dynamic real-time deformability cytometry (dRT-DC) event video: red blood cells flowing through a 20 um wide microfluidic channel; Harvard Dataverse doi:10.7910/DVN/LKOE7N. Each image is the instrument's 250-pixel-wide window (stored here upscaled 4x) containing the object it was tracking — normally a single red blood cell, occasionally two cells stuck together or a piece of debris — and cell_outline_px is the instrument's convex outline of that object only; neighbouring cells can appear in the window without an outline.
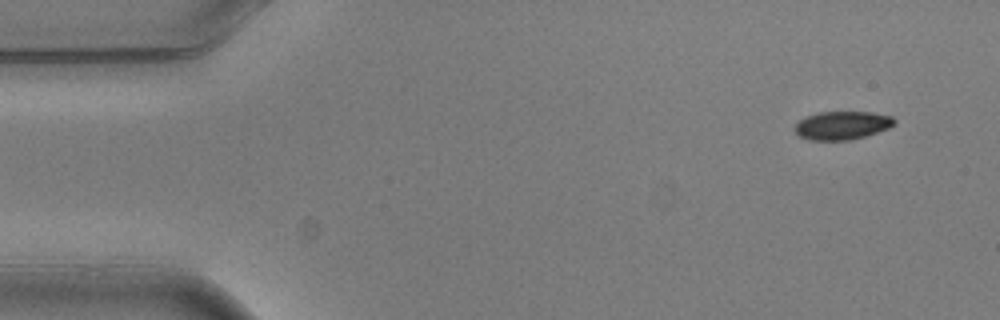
{"species": "common noctule bat (a hibernating species)", "species_latin": "Nyctalus noctula", "temperature_condition": "warm", "stored_images_in_passage": 4, "camera_frame_rate_fps": 3000, "um_per_image_px": 0.085, "animal": {"sex": "male", "body_mass_g": 20.5, "forearm_length_mm": 52.5}, "frame": {"image": 1, "passage_image": 1, "time_ms": 0.0, "image_size_px": [1000, 320], "cell_outline_px": [[896, 124], [888, 128], [852, 140], [808, 140], [800, 136], [796, 132], [796, 124], [800, 120], [808, 116], [820, 112], [872, 112], [892, 116], [896, 120]], "centroid_in_image_um": [71.62, 10.66], "position_along_channel_um": 13.4, "area_um2": 16.3}}
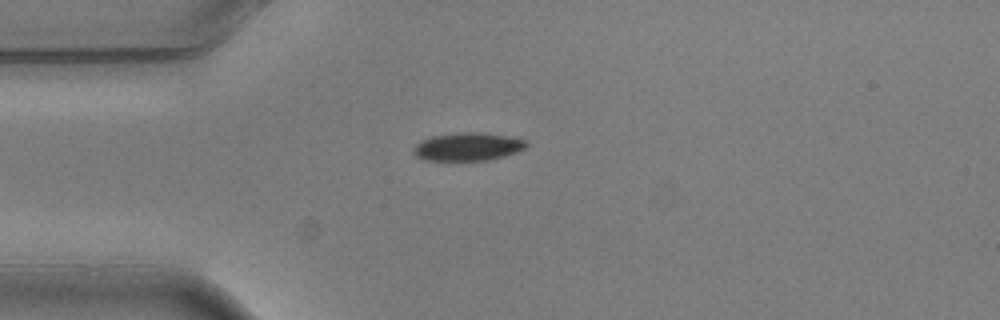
{"frame": {"image": 2, "passage_image": 4, "time_ms": 1.0, "image_size_px": [1000, 320], "cell_outline_px": [[528, 144], [524, 148], [516, 152], [504, 156], [488, 160], [424, 160], [416, 156], [412, 152], [412, 148], [420, 140], [432, 136], [456, 132], [476, 132], [504, 136], [524, 140]], "centroid_in_image_um": [39.68, 12.47], "position_along_channel_um": 45.3, "area_um2": 18.32}}